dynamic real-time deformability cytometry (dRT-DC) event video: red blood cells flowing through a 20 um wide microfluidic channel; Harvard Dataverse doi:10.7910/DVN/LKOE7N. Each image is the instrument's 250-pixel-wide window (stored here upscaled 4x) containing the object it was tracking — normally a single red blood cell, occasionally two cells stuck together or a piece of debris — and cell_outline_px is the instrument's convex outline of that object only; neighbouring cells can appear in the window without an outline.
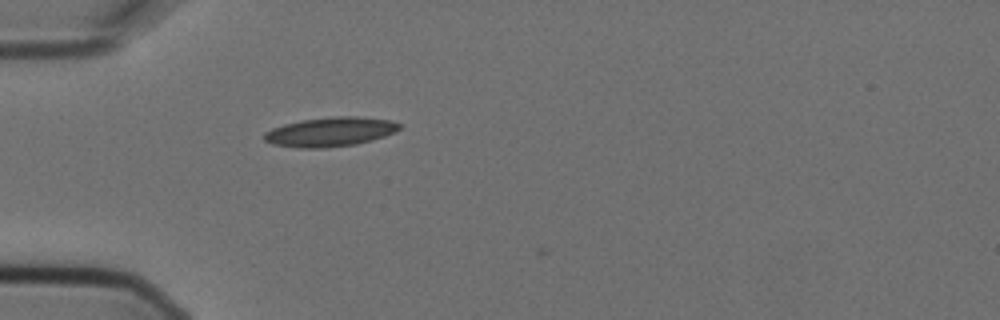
{"species": "Egyptian fruit bat (a non-hibernating species)", "species_latin": "Rousettus aegyptiacus", "temperature_condition": "cold", "stored_images_in_passage": 1, "camera_frame_rate_fps": 3000, "um_per_image_px": 0.085, "animal": {"sex": "female"}, "frame": {"image": 1, "passage_image": 1, "time_ms": 0.0, "image_size_px": [1000, 320], "cell_outline_px": [[400, 128], [396, 132], [372, 140], [356, 144], [324, 148], [296, 148], [272, 144], [264, 140], [264, 132], [272, 128], [284, 124], [304, 120], [332, 116], [356, 116], [388, 120], [400, 124]], "centroid_in_image_um": [28.05, 11.21], "position_along_channel_um": 57.0, "area_um2": 23.06}}